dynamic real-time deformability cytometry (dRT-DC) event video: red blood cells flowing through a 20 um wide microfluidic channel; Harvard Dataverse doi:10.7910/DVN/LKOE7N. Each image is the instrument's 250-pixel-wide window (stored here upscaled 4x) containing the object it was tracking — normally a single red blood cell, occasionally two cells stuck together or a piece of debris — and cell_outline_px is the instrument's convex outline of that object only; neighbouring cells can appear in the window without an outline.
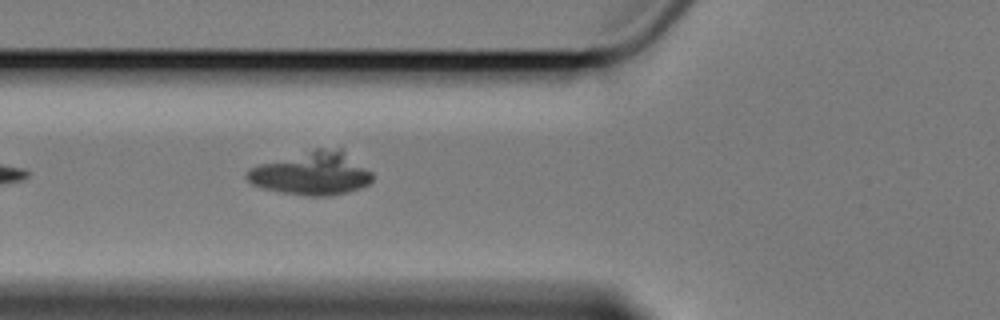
{"species": "Egyptian fruit bat (a non-hibernating species)", "species_latin": "Rousettus aegyptiacus", "temperature_condition": "cold", "stored_images_in_passage": 4, "camera_frame_rate_fps": 3000, "um_per_image_px": 0.085, "animal": {"sex": "female"}, "frame": {"image": 1, "passage_image": 4, "time_ms": 3.667, "image_size_px": [1000, 320], "cell_outline_px": [[372, 180], [368, 184], [360, 188], [348, 192], [332, 196], [308, 196], [280, 192], [260, 188], [252, 184], [244, 176], [248, 168], [260, 164], [316, 148], [340, 148], [372, 172]], "centroid_in_image_um": [26.48, 14.75], "position_along_channel_um": 99.3, "area_um2": 31.62}}